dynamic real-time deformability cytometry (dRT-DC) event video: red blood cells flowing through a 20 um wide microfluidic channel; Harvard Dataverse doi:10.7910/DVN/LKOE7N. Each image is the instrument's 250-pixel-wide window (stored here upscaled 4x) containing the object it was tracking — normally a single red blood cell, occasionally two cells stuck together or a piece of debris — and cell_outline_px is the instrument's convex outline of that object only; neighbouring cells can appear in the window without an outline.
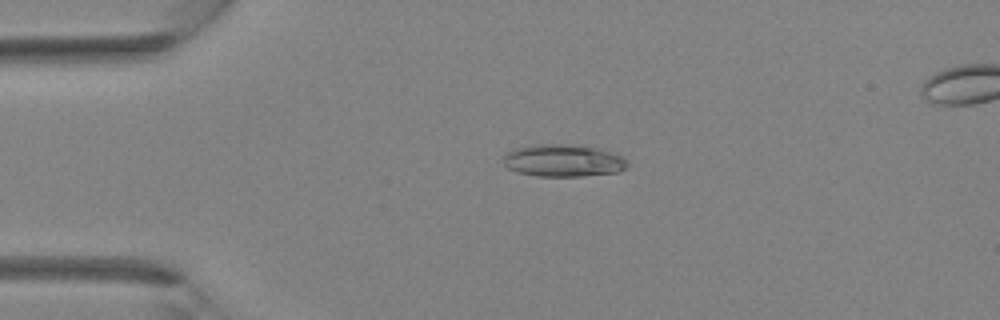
{"species": "Egyptian fruit bat (a non-hibernating species)", "species_latin": "Rousettus aegyptiacus", "temperature_condition": "room temperature", "stored_images_in_passage": 32, "camera_frame_rate_fps": 3000, "um_per_image_px": 0.085, "animal": {"sex": "female"}, "frame": {"image": 1, "passage_image": 4, "time_ms": 1.0, "image_size_px": [1000, 320], "cell_outline_px": [[628, 168], [616, 172], [584, 176], [536, 176], [516, 172], [508, 168], [504, 164], [504, 156], [508, 152], [516, 148], [536, 144], [564, 144], [596, 148], [612, 152], [628, 160]], "centroid_in_image_um": [47.88, 13.66], "position_along_channel_um": 37.1, "area_um2": 23.29}}
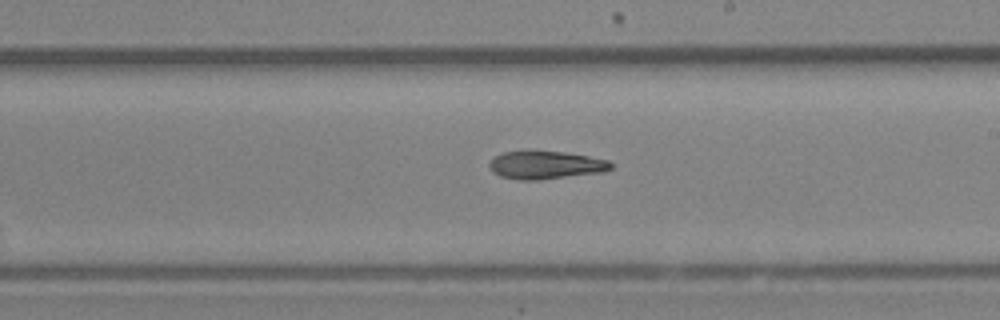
{"frame": {"image": 2, "passage_image": 17, "time_ms": 5.333, "image_size_px": [1000, 320], "cell_outline_px": [[612, 168], [604, 172], [540, 180], [516, 180], [500, 176], [492, 172], [488, 164], [496, 156], [504, 152], [564, 152], [588, 156], [608, 160], [612, 164]], "centroid_in_image_um": [46.4, 14.05], "position_along_channel_um": 242.6, "area_um2": 19.65}}
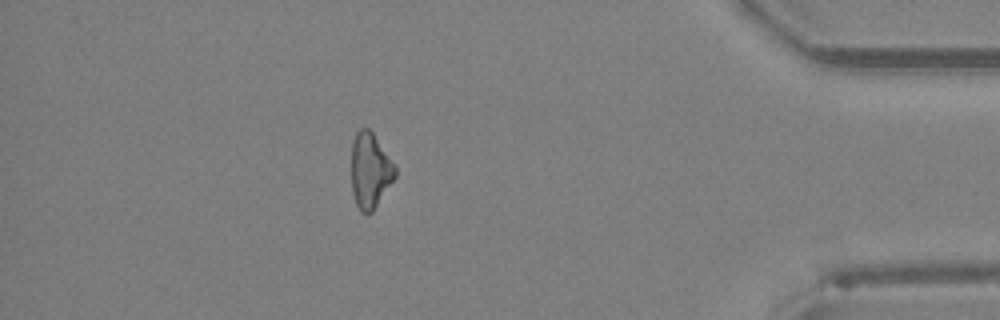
{"frame": {"image": 3, "passage_image": 28, "time_ms": 9.0, "image_size_px": [1000, 320], "cell_outline_px": [[396, 176], [372, 212], [360, 212], [356, 204], [352, 192], [352, 140], [356, 132], [360, 128], [368, 128], [372, 132], [396, 168]], "centroid_in_image_um": [31.44, 14.5], "position_along_channel_um": 403.8, "area_um2": 18.9}}